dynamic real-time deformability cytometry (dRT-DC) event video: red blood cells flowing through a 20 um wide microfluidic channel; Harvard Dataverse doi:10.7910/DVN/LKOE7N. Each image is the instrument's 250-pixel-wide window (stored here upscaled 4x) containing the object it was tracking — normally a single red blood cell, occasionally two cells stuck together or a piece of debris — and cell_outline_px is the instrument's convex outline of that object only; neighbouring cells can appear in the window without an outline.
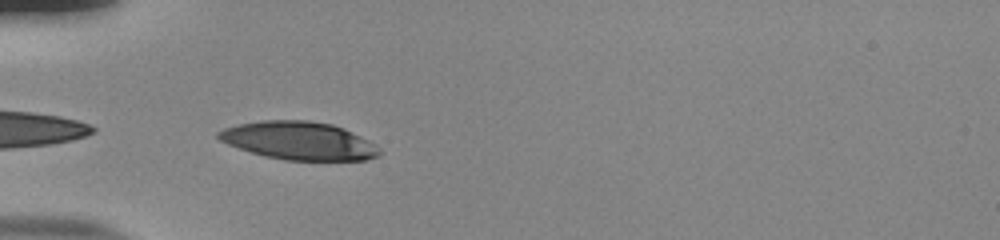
{"species": "human", "species_latin": "Homo sapiens", "temperature_condition": "room temperature", "stored_images_in_passage": 24, "camera_frame_rate_fps": 3000, "um_per_image_px": 0.085, "donor": {"sex": "male"}, "frame": {"image": 1, "passage_image": 1, "time_ms": 0.0, "image_size_px": [1000, 240], "cell_outline_px": [[380, 156], [368, 160], [284, 160], [264, 156], [228, 144], [220, 140], [216, 136], [216, 132], [224, 128], [236, 124], [260, 120], [308, 120], [332, 124], [344, 128], [376, 144], [380, 148]], "centroid_in_image_um": [25.42, 11.95], "position_along_channel_um": 59.6, "area_um2": 35.89}}
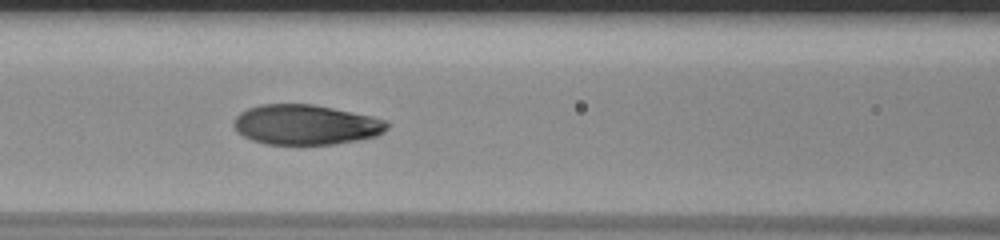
{"frame": {"image": 2, "passage_image": 8, "time_ms": 2.333, "image_size_px": [1000, 240], "cell_outline_px": [[388, 128], [384, 132], [376, 136], [356, 140], [332, 144], [268, 144], [252, 140], [236, 132], [232, 124], [232, 120], [240, 112], [248, 108], [260, 104], [312, 104], [372, 116], [388, 120]], "centroid_in_image_um": [25.96, 10.59], "position_along_channel_um": 140.6, "area_um2": 35.84}}
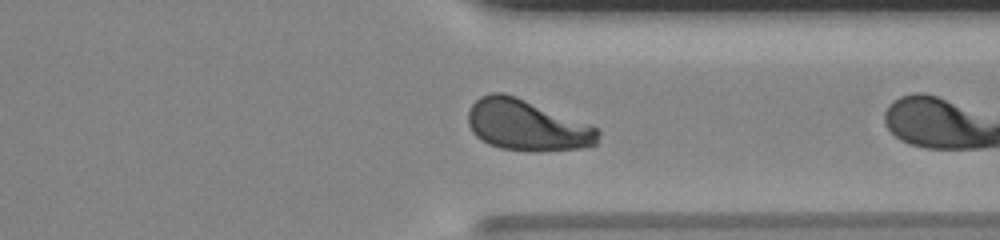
{"frame": {"image": 3, "passage_image": 23, "time_ms": 7.333, "image_size_px": [1000, 240], "cell_outline_px": [[600, 132], [596, 144], [580, 148], [540, 152], [536, 152], [500, 148], [488, 144], [476, 136], [472, 132], [468, 124], [468, 108], [480, 96], [492, 92], [504, 92], [516, 96], [592, 124]], "centroid_in_image_um": [44.78, 10.64], "position_along_channel_um": 366.6, "area_um2": 39.07}}